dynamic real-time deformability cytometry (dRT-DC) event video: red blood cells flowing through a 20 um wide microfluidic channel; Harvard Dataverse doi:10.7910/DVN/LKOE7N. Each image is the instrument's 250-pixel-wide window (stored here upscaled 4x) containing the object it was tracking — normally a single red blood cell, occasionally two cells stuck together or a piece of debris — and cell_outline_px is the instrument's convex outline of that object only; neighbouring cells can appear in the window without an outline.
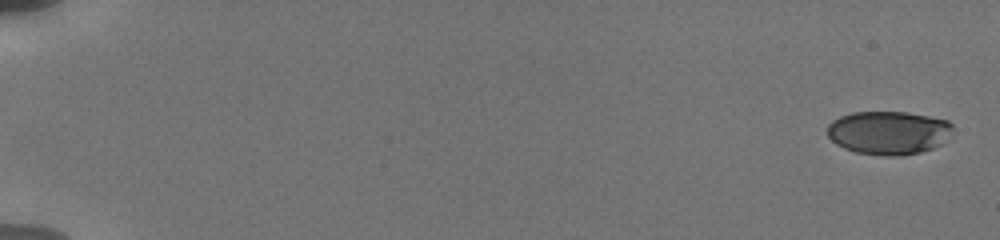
{"species": "human", "species_latin": "Homo sapiens", "temperature_condition": "cold", "stored_images_in_passage": 9, "camera_frame_rate_fps": 3000, "um_per_image_px": 0.085, "donor": {"sex": "male"}, "frame": {"image": 1, "passage_image": 1, "time_ms": 0.0, "image_size_px": [1000, 240], "cell_outline_px": [[952, 128], [944, 144], [920, 152], [900, 156], [880, 156], [856, 152], [844, 148], [836, 144], [828, 136], [828, 124], [832, 120], [840, 116], [852, 112], [908, 112], [948, 120], [952, 124]], "centroid_in_image_um": [75.52, 11.28], "position_along_channel_um": 9.5, "area_um2": 31.96}}
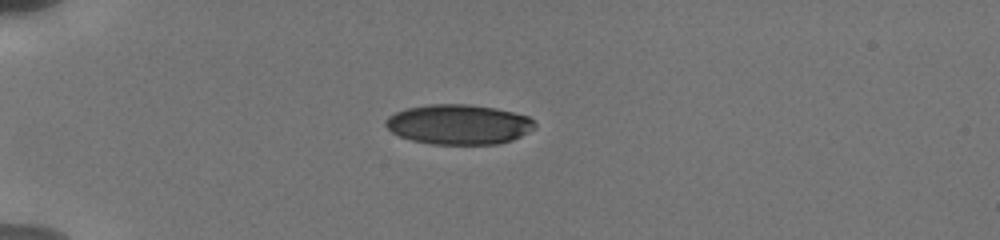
{"frame": {"image": 2, "passage_image": 7, "time_ms": 5.0, "image_size_px": [1000, 240], "cell_outline_px": [[536, 128], [512, 140], [500, 144], [432, 144], [412, 140], [400, 136], [392, 132], [384, 124], [384, 120], [388, 116], [396, 112], [408, 108], [432, 104], [468, 104], [496, 108], [528, 116], [536, 124]], "centroid_in_image_um": [39.0, 10.58], "position_along_channel_um": 46.0, "area_um2": 34.68}}
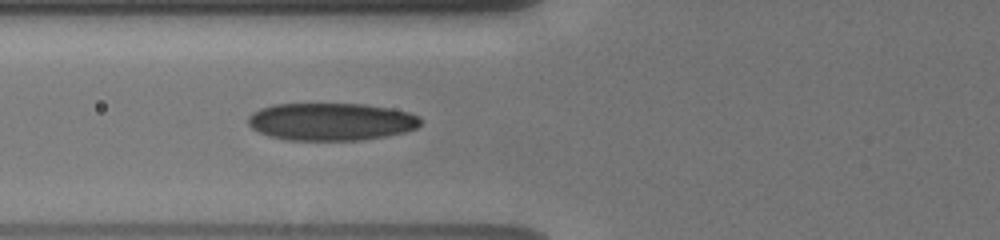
{"frame": {"image": 3, "passage_image": 9, "time_ms": 7.333, "image_size_px": [1000, 240], "cell_outline_px": [[420, 124], [416, 128], [404, 132], [384, 136], [360, 140], [288, 140], [268, 136], [252, 128], [248, 124], [248, 116], [252, 112], [260, 108], [272, 104], [364, 104], [388, 108], [408, 112], [420, 116]], "centroid_in_image_um": [28.11, 10.34], "position_along_channel_um": 97.7, "area_um2": 37.74}}